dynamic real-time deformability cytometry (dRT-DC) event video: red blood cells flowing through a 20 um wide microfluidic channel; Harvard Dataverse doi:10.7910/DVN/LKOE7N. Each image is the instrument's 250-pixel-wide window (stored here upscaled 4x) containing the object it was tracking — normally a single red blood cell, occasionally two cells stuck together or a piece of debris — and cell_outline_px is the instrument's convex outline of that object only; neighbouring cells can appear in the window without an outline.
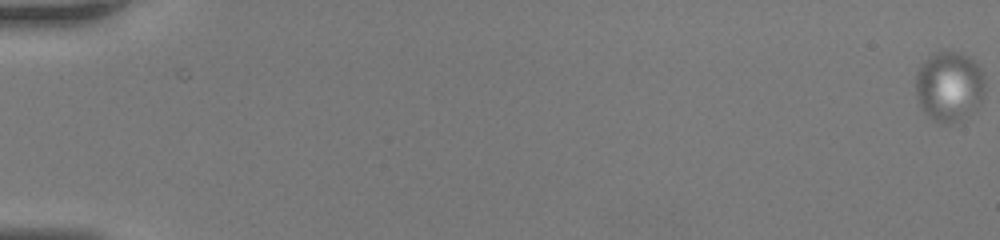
{"species": "human", "species_latin": "Homo sapiens", "temperature_condition": "room temperature", "stored_images_in_passage": 24, "camera_frame_rate_fps": 3000, "um_per_image_px": 0.085, "donor": {"sex": "female"}, "frame": {"image": 1, "passage_image": 1, "time_ms": 0.0, "image_size_px": [1000, 240], "cell_outline_px": [[984, 92], [976, 108], [960, 120], [948, 124], [940, 124], [932, 120], [920, 108], [916, 96], [916, 72], [920, 64], [924, 60], [936, 52], [956, 52], [968, 56], [980, 68], [984, 76]], "centroid_in_image_um": [80.65, 7.36], "position_along_channel_um": 4.4, "area_um2": 28.32}}